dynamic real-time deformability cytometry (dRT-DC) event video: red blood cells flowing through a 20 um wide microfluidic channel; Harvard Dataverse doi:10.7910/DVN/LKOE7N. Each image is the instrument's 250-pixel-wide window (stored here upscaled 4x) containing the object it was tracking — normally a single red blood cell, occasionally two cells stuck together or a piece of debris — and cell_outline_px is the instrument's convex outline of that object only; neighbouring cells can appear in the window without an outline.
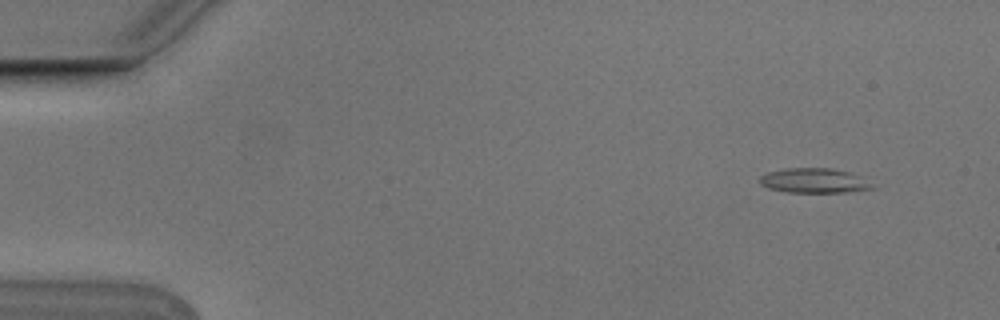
{"species": "Egyptian fruit bat (a non-hibernating species)", "species_latin": "Rousettus aegyptiacus", "temperature_condition": "cold", "stored_images_in_passage": 5, "camera_frame_rate_fps": 3000, "um_per_image_px": 0.085, "animal": {"sex": "male"}, "frame": {"image": 1, "passage_image": 1, "time_ms": 0.0, "image_size_px": [1000, 320], "cell_outline_px": [[872, 188], [844, 192], [788, 192], [768, 188], [760, 184], [760, 176], [768, 172], [788, 168], [832, 168], [848, 172], [856, 176]], "centroid_in_image_um": [69.05, 15.35], "position_along_channel_um": 16.0, "area_um2": 15.55}}
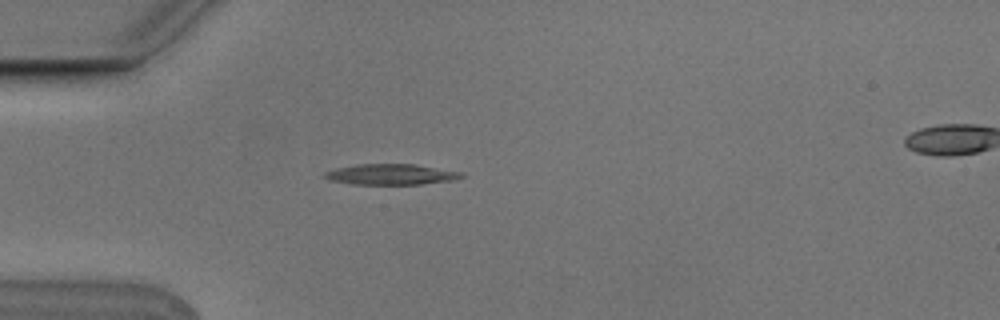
{"frame": {"image": 2, "passage_image": 4, "time_ms": 1.0, "image_size_px": [1000, 320], "cell_outline_px": [[464, 176], [452, 180], [420, 184], [356, 184], [332, 180], [324, 176], [324, 172], [336, 168], [356, 164], [416, 164], [464, 172]], "centroid_in_image_um": [33.28, 14.81], "position_along_channel_um": 51.7, "area_um2": 16.36}}